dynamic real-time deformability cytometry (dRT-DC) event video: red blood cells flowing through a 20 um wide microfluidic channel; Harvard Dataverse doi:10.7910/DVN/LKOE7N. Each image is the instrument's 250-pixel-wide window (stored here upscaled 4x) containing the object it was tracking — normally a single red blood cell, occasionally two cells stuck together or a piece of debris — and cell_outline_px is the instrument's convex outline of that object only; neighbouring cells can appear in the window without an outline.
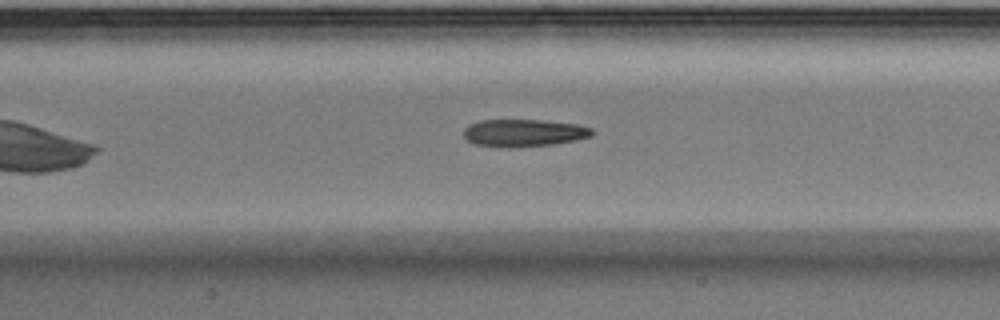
{"species": "Egyptian fruit bat (a non-hibernating species)", "species_latin": "Rousettus aegyptiacus", "temperature_condition": "warm", "stored_images_in_passage": 5, "camera_frame_rate_fps": 3000, "um_per_image_px": 0.085, "animal": {"sex": "male"}, "frame": {"image": 1, "passage_image": 5, "time_ms": 1.333, "image_size_px": [1000, 320], "cell_outline_px": [[596, 132], [592, 136], [576, 140], [552, 144], [512, 148], [508, 148], [476, 144], [468, 140], [464, 136], [464, 128], [468, 124], [480, 120], [540, 120], [576, 124], [592, 128]], "centroid_in_image_um": [44.53, 11.29], "position_along_channel_um": 162.9, "area_um2": 20.58}}